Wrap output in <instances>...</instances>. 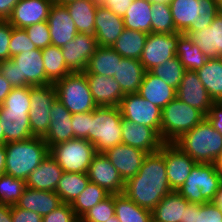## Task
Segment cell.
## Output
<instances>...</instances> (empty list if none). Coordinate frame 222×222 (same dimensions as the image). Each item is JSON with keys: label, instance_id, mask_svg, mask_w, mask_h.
Wrapping results in <instances>:
<instances>
[{"label": "cell", "instance_id": "40", "mask_svg": "<svg viewBox=\"0 0 222 222\" xmlns=\"http://www.w3.org/2000/svg\"><path fill=\"white\" fill-rule=\"evenodd\" d=\"M46 77L54 84L71 72L68 70L61 47L47 46L41 50Z\"/></svg>", "mask_w": 222, "mask_h": 222}, {"label": "cell", "instance_id": "61", "mask_svg": "<svg viewBox=\"0 0 222 222\" xmlns=\"http://www.w3.org/2000/svg\"><path fill=\"white\" fill-rule=\"evenodd\" d=\"M214 164L218 173L222 175V153L218 156Z\"/></svg>", "mask_w": 222, "mask_h": 222}, {"label": "cell", "instance_id": "50", "mask_svg": "<svg viewBox=\"0 0 222 222\" xmlns=\"http://www.w3.org/2000/svg\"><path fill=\"white\" fill-rule=\"evenodd\" d=\"M91 112L72 114L71 125L74 138L86 139L90 130Z\"/></svg>", "mask_w": 222, "mask_h": 222}, {"label": "cell", "instance_id": "53", "mask_svg": "<svg viewBox=\"0 0 222 222\" xmlns=\"http://www.w3.org/2000/svg\"><path fill=\"white\" fill-rule=\"evenodd\" d=\"M42 216L36 212L12 206L13 222H42Z\"/></svg>", "mask_w": 222, "mask_h": 222}, {"label": "cell", "instance_id": "31", "mask_svg": "<svg viewBox=\"0 0 222 222\" xmlns=\"http://www.w3.org/2000/svg\"><path fill=\"white\" fill-rule=\"evenodd\" d=\"M188 201L177 191L167 194L151 211L154 222H184Z\"/></svg>", "mask_w": 222, "mask_h": 222}, {"label": "cell", "instance_id": "3", "mask_svg": "<svg viewBox=\"0 0 222 222\" xmlns=\"http://www.w3.org/2000/svg\"><path fill=\"white\" fill-rule=\"evenodd\" d=\"M0 72L13 88L52 83L45 74L41 49L37 48L0 62Z\"/></svg>", "mask_w": 222, "mask_h": 222}, {"label": "cell", "instance_id": "60", "mask_svg": "<svg viewBox=\"0 0 222 222\" xmlns=\"http://www.w3.org/2000/svg\"><path fill=\"white\" fill-rule=\"evenodd\" d=\"M214 202L222 210V175H220V188L217 192V195H216V198H215Z\"/></svg>", "mask_w": 222, "mask_h": 222}, {"label": "cell", "instance_id": "22", "mask_svg": "<svg viewBox=\"0 0 222 222\" xmlns=\"http://www.w3.org/2000/svg\"><path fill=\"white\" fill-rule=\"evenodd\" d=\"M47 22L53 46L63 47L78 34L75 23L65 5L53 3Z\"/></svg>", "mask_w": 222, "mask_h": 222}, {"label": "cell", "instance_id": "5", "mask_svg": "<svg viewBox=\"0 0 222 222\" xmlns=\"http://www.w3.org/2000/svg\"><path fill=\"white\" fill-rule=\"evenodd\" d=\"M174 144L197 163H215L222 153V135L206 118Z\"/></svg>", "mask_w": 222, "mask_h": 222}, {"label": "cell", "instance_id": "7", "mask_svg": "<svg viewBox=\"0 0 222 222\" xmlns=\"http://www.w3.org/2000/svg\"><path fill=\"white\" fill-rule=\"evenodd\" d=\"M122 119L119 107L97 106L91 111L88 142L95 146L97 153L122 143Z\"/></svg>", "mask_w": 222, "mask_h": 222}, {"label": "cell", "instance_id": "39", "mask_svg": "<svg viewBox=\"0 0 222 222\" xmlns=\"http://www.w3.org/2000/svg\"><path fill=\"white\" fill-rule=\"evenodd\" d=\"M176 56L179 58L185 70L192 71L202 68L208 60L201 49L184 33L179 36Z\"/></svg>", "mask_w": 222, "mask_h": 222}, {"label": "cell", "instance_id": "66", "mask_svg": "<svg viewBox=\"0 0 222 222\" xmlns=\"http://www.w3.org/2000/svg\"><path fill=\"white\" fill-rule=\"evenodd\" d=\"M219 6V13L222 14V0H217Z\"/></svg>", "mask_w": 222, "mask_h": 222}, {"label": "cell", "instance_id": "36", "mask_svg": "<svg viewBox=\"0 0 222 222\" xmlns=\"http://www.w3.org/2000/svg\"><path fill=\"white\" fill-rule=\"evenodd\" d=\"M152 3L148 0H133L123 16L125 28L151 33Z\"/></svg>", "mask_w": 222, "mask_h": 222}, {"label": "cell", "instance_id": "57", "mask_svg": "<svg viewBox=\"0 0 222 222\" xmlns=\"http://www.w3.org/2000/svg\"><path fill=\"white\" fill-rule=\"evenodd\" d=\"M195 212H199V204L189 202L184 211V222H194Z\"/></svg>", "mask_w": 222, "mask_h": 222}, {"label": "cell", "instance_id": "65", "mask_svg": "<svg viewBox=\"0 0 222 222\" xmlns=\"http://www.w3.org/2000/svg\"><path fill=\"white\" fill-rule=\"evenodd\" d=\"M106 222H120L119 220H118V218L114 215V216H112L108 221H106Z\"/></svg>", "mask_w": 222, "mask_h": 222}, {"label": "cell", "instance_id": "33", "mask_svg": "<svg viewBox=\"0 0 222 222\" xmlns=\"http://www.w3.org/2000/svg\"><path fill=\"white\" fill-rule=\"evenodd\" d=\"M209 97L214 102H222V57L208 58L202 68L196 70Z\"/></svg>", "mask_w": 222, "mask_h": 222}, {"label": "cell", "instance_id": "19", "mask_svg": "<svg viewBox=\"0 0 222 222\" xmlns=\"http://www.w3.org/2000/svg\"><path fill=\"white\" fill-rule=\"evenodd\" d=\"M104 155L118 170L123 181L126 182L138 173L147 153L141 149L120 143L108 149L104 152Z\"/></svg>", "mask_w": 222, "mask_h": 222}, {"label": "cell", "instance_id": "21", "mask_svg": "<svg viewBox=\"0 0 222 222\" xmlns=\"http://www.w3.org/2000/svg\"><path fill=\"white\" fill-rule=\"evenodd\" d=\"M53 3L52 0H20L7 21L13 27L23 29L47 21Z\"/></svg>", "mask_w": 222, "mask_h": 222}, {"label": "cell", "instance_id": "51", "mask_svg": "<svg viewBox=\"0 0 222 222\" xmlns=\"http://www.w3.org/2000/svg\"><path fill=\"white\" fill-rule=\"evenodd\" d=\"M12 25L7 20H0V62L10 59V38Z\"/></svg>", "mask_w": 222, "mask_h": 222}, {"label": "cell", "instance_id": "46", "mask_svg": "<svg viewBox=\"0 0 222 222\" xmlns=\"http://www.w3.org/2000/svg\"><path fill=\"white\" fill-rule=\"evenodd\" d=\"M24 29L37 49L42 50L51 45V37L47 21L27 26Z\"/></svg>", "mask_w": 222, "mask_h": 222}, {"label": "cell", "instance_id": "59", "mask_svg": "<svg viewBox=\"0 0 222 222\" xmlns=\"http://www.w3.org/2000/svg\"><path fill=\"white\" fill-rule=\"evenodd\" d=\"M6 161V152L4 145L0 146V174L4 173Z\"/></svg>", "mask_w": 222, "mask_h": 222}, {"label": "cell", "instance_id": "64", "mask_svg": "<svg viewBox=\"0 0 222 222\" xmlns=\"http://www.w3.org/2000/svg\"><path fill=\"white\" fill-rule=\"evenodd\" d=\"M150 1L152 4L153 3H166L169 4L171 0H148Z\"/></svg>", "mask_w": 222, "mask_h": 222}, {"label": "cell", "instance_id": "26", "mask_svg": "<svg viewBox=\"0 0 222 222\" xmlns=\"http://www.w3.org/2000/svg\"><path fill=\"white\" fill-rule=\"evenodd\" d=\"M207 58L222 57V14H218L210 26L200 31H185Z\"/></svg>", "mask_w": 222, "mask_h": 222}, {"label": "cell", "instance_id": "16", "mask_svg": "<svg viewBox=\"0 0 222 222\" xmlns=\"http://www.w3.org/2000/svg\"><path fill=\"white\" fill-rule=\"evenodd\" d=\"M164 161L170 188L177 191L197 164L174 143H164Z\"/></svg>", "mask_w": 222, "mask_h": 222}, {"label": "cell", "instance_id": "4", "mask_svg": "<svg viewBox=\"0 0 222 222\" xmlns=\"http://www.w3.org/2000/svg\"><path fill=\"white\" fill-rule=\"evenodd\" d=\"M4 147L6 152L4 173L24 181L49 155V147L42 137L8 142Z\"/></svg>", "mask_w": 222, "mask_h": 222}, {"label": "cell", "instance_id": "37", "mask_svg": "<svg viewBox=\"0 0 222 222\" xmlns=\"http://www.w3.org/2000/svg\"><path fill=\"white\" fill-rule=\"evenodd\" d=\"M114 206L120 222H152L151 210L138 206L123 193L114 195Z\"/></svg>", "mask_w": 222, "mask_h": 222}, {"label": "cell", "instance_id": "49", "mask_svg": "<svg viewBox=\"0 0 222 222\" xmlns=\"http://www.w3.org/2000/svg\"><path fill=\"white\" fill-rule=\"evenodd\" d=\"M42 222H80V219L73 211L71 204L63 203L47 215H44Z\"/></svg>", "mask_w": 222, "mask_h": 222}, {"label": "cell", "instance_id": "43", "mask_svg": "<svg viewBox=\"0 0 222 222\" xmlns=\"http://www.w3.org/2000/svg\"><path fill=\"white\" fill-rule=\"evenodd\" d=\"M150 72L177 89L183 78L185 68L179 58L175 56L172 59H167L163 64L155 66Z\"/></svg>", "mask_w": 222, "mask_h": 222}, {"label": "cell", "instance_id": "11", "mask_svg": "<svg viewBox=\"0 0 222 222\" xmlns=\"http://www.w3.org/2000/svg\"><path fill=\"white\" fill-rule=\"evenodd\" d=\"M96 154L95 146L86 139L74 138L49 147V155L64 172L87 173Z\"/></svg>", "mask_w": 222, "mask_h": 222}, {"label": "cell", "instance_id": "2", "mask_svg": "<svg viewBox=\"0 0 222 222\" xmlns=\"http://www.w3.org/2000/svg\"><path fill=\"white\" fill-rule=\"evenodd\" d=\"M30 107V86L12 88L0 106L5 144L34 137L29 122Z\"/></svg>", "mask_w": 222, "mask_h": 222}, {"label": "cell", "instance_id": "48", "mask_svg": "<svg viewBox=\"0 0 222 222\" xmlns=\"http://www.w3.org/2000/svg\"><path fill=\"white\" fill-rule=\"evenodd\" d=\"M194 222H222V210L215 202L199 204V212H195Z\"/></svg>", "mask_w": 222, "mask_h": 222}, {"label": "cell", "instance_id": "44", "mask_svg": "<svg viewBox=\"0 0 222 222\" xmlns=\"http://www.w3.org/2000/svg\"><path fill=\"white\" fill-rule=\"evenodd\" d=\"M25 181L5 173L0 174V203L13 206L22 196Z\"/></svg>", "mask_w": 222, "mask_h": 222}, {"label": "cell", "instance_id": "38", "mask_svg": "<svg viewBox=\"0 0 222 222\" xmlns=\"http://www.w3.org/2000/svg\"><path fill=\"white\" fill-rule=\"evenodd\" d=\"M87 173L64 172L55 192L63 203L72 204L89 183Z\"/></svg>", "mask_w": 222, "mask_h": 222}, {"label": "cell", "instance_id": "6", "mask_svg": "<svg viewBox=\"0 0 222 222\" xmlns=\"http://www.w3.org/2000/svg\"><path fill=\"white\" fill-rule=\"evenodd\" d=\"M169 5L176 30L181 33L200 31L219 14L216 0H171Z\"/></svg>", "mask_w": 222, "mask_h": 222}, {"label": "cell", "instance_id": "30", "mask_svg": "<svg viewBox=\"0 0 222 222\" xmlns=\"http://www.w3.org/2000/svg\"><path fill=\"white\" fill-rule=\"evenodd\" d=\"M145 74V69L140 60L122 58L118 64L114 79L120 84L124 95L138 93Z\"/></svg>", "mask_w": 222, "mask_h": 222}, {"label": "cell", "instance_id": "58", "mask_svg": "<svg viewBox=\"0 0 222 222\" xmlns=\"http://www.w3.org/2000/svg\"><path fill=\"white\" fill-rule=\"evenodd\" d=\"M0 222H13L12 206L0 203Z\"/></svg>", "mask_w": 222, "mask_h": 222}, {"label": "cell", "instance_id": "42", "mask_svg": "<svg viewBox=\"0 0 222 222\" xmlns=\"http://www.w3.org/2000/svg\"><path fill=\"white\" fill-rule=\"evenodd\" d=\"M151 10V33L172 34L178 32L172 19L169 4L153 3Z\"/></svg>", "mask_w": 222, "mask_h": 222}, {"label": "cell", "instance_id": "12", "mask_svg": "<svg viewBox=\"0 0 222 222\" xmlns=\"http://www.w3.org/2000/svg\"><path fill=\"white\" fill-rule=\"evenodd\" d=\"M57 92L53 83L44 86H30L29 122L34 137H43L50 125V111Z\"/></svg>", "mask_w": 222, "mask_h": 222}, {"label": "cell", "instance_id": "15", "mask_svg": "<svg viewBox=\"0 0 222 222\" xmlns=\"http://www.w3.org/2000/svg\"><path fill=\"white\" fill-rule=\"evenodd\" d=\"M97 48L94 35L78 33L73 40L61 47L68 70L71 73L84 72Z\"/></svg>", "mask_w": 222, "mask_h": 222}, {"label": "cell", "instance_id": "23", "mask_svg": "<svg viewBox=\"0 0 222 222\" xmlns=\"http://www.w3.org/2000/svg\"><path fill=\"white\" fill-rule=\"evenodd\" d=\"M124 29L123 17L116 15L102 5L97 6L94 36L98 46L112 47Z\"/></svg>", "mask_w": 222, "mask_h": 222}, {"label": "cell", "instance_id": "14", "mask_svg": "<svg viewBox=\"0 0 222 222\" xmlns=\"http://www.w3.org/2000/svg\"><path fill=\"white\" fill-rule=\"evenodd\" d=\"M181 32L172 34L149 33L140 58L145 71H150L167 59L176 56L177 44Z\"/></svg>", "mask_w": 222, "mask_h": 222}, {"label": "cell", "instance_id": "24", "mask_svg": "<svg viewBox=\"0 0 222 222\" xmlns=\"http://www.w3.org/2000/svg\"><path fill=\"white\" fill-rule=\"evenodd\" d=\"M85 75L97 106L119 107L124 94L120 84L113 77L98 74Z\"/></svg>", "mask_w": 222, "mask_h": 222}, {"label": "cell", "instance_id": "32", "mask_svg": "<svg viewBox=\"0 0 222 222\" xmlns=\"http://www.w3.org/2000/svg\"><path fill=\"white\" fill-rule=\"evenodd\" d=\"M95 0H76L66 4L78 33L95 35Z\"/></svg>", "mask_w": 222, "mask_h": 222}, {"label": "cell", "instance_id": "34", "mask_svg": "<svg viewBox=\"0 0 222 222\" xmlns=\"http://www.w3.org/2000/svg\"><path fill=\"white\" fill-rule=\"evenodd\" d=\"M122 58L112 47L98 46L84 73L114 77Z\"/></svg>", "mask_w": 222, "mask_h": 222}, {"label": "cell", "instance_id": "20", "mask_svg": "<svg viewBox=\"0 0 222 222\" xmlns=\"http://www.w3.org/2000/svg\"><path fill=\"white\" fill-rule=\"evenodd\" d=\"M122 143L141 149L147 154L159 151L164 144L152 127L135 124L126 119H122Z\"/></svg>", "mask_w": 222, "mask_h": 222}, {"label": "cell", "instance_id": "29", "mask_svg": "<svg viewBox=\"0 0 222 222\" xmlns=\"http://www.w3.org/2000/svg\"><path fill=\"white\" fill-rule=\"evenodd\" d=\"M138 94L162 110L176 97V89L150 71H145Z\"/></svg>", "mask_w": 222, "mask_h": 222}, {"label": "cell", "instance_id": "13", "mask_svg": "<svg viewBox=\"0 0 222 222\" xmlns=\"http://www.w3.org/2000/svg\"><path fill=\"white\" fill-rule=\"evenodd\" d=\"M123 119L152 127L160 135L162 110L138 93L126 94L119 105Z\"/></svg>", "mask_w": 222, "mask_h": 222}, {"label": "cell", "instance_id": "54", "mask_svg": "<svg viewBox=\"0 0 222 222\" xmlns=\"http://www.w3.org/2000/svg\"><path fill=\"white\" fill-rule=\"evenodd\" d=\"M205 118L222 135V102H213Z\"/></svg>", "mask_w": 222, "mask_h": 222}, {"label": "cell", "instance_id": "35", "mask_svg": "<svg viewBox=\"0 0 222 222\" xmlns=\"http://www.w3.org/2000/svg\"><path fill=\"white\" fill-rule=\"evenodd\" d=\"M148 34L125 28L112 48L123 58L140 60Z\"/></svg>", "mask_w": 222, "mask_h": 222}, {"label": "cell", "instance_id": "27", "mask_svg": "<svg viewBox=\"0 0 222 222\" xmlns=\"http://www.w3.org/2000/svg\"><path fill=\"white\" fill-rule=\"evenodd\" d=\"M64 171L59 164L48 155L25 180V186L42 191L55 192Z\"/></svg>", "mask_w": 222, "mask_h": 222}, {"label": "cell", "instance_id": "56", "mask_svg": "<svg viewBox=\"0 0 222 222\" xmlns=\"http://www.w3.org/2000/svg\"><path fill=\"white\" fill-rule=\"evenodd\" d=\"M13 87L7 82V80L2 76L0 72V106L6 99L7 95L11 92Z\"/></svg>", "mask_w": 222, "mask_h": 222}, {"label": "cell", "instance_id": "45", "mask_svg": "<svg viewBox=\"0 0 222 222\" xmlns=\"http://www.w3.org/2000/svg\"><path fill=\"white\" fill-rule=\"evenodd\" d=\"M114 215V194H110L84 214L80 222H106Z\"/></svg>", "mask_w": 222, "mask_h": 222}, {"label": "cell", "instance_id": "10", "mask_svg": "<svg viewBox=\"0 0 222 222\" xmlns=\"http://www.w3.org/2000/svg\"><path fill=\"white\" fill-rule=\"evenodd\" d=\"M54 85L57 99L71 114L91 112L97 107L84 72L70 73Z\"/></svg>", "mask_w": 222, "mask_h": 222}, {"label": "cell", "instance_id": "8", "mask_svg": "<svg viewBox=\"0 0 222 222\" xmlns=\"http://www.w3.org/2000/svg\"><path fill=\"white\" fill-rule=\"evenodd\" d=\"M204 118L200 110L175 97L162 109L160 137L164 143H174Z\"/></svg>", "mask_w": 222, "mask_h": 222}, {"label": "cell", "instance_id": "55", "mask_svg": "<svg viewBox=\"0 0 222 222\" xmlns=\"http://www.w3.org/2000/svg\"><path fill=\"white\" fill-rule=\"evenodd\" d=\"M20 0H0V20H8L11 16L14 6Z\"/></svg>", "mask_w": 222, "mask_h": 222}, {"label": "cell", "instance_id": "17", "mask_svg": "<svg viewBox=\"0 0 222 222\" xmlns=\"http://www.w3.org/2000/svg\"><path fill=\"white\" fill-rule=\"evenodd\" d=\"M88 178L109 194H121L124 192L125 182L104 153H97L89 165Z\"/></svg>", "mask_w": 222, "mask_h": 222}, {"label": "cell", "instance_id": "9", "mask_svg": "<svg viewBox=\"0 0 222 222\" xmlns=\"http://www.w3.org/2000/svg\"><path fill=\"white\" fill-rule=\"evenodd\" d=\"M220 188V174L214 163H197L184 184L177 190L188 202H214Z\"/></svg>", "mask_w": 222, "mask_h": 222}, {"label": "cell", "instance_id": "47", "mask_svg": "<svg viewBox=\"0 0 222 222\" xmlns=\"http://www.w3.org/2000/svg\"><path fill=\"white\" fill-rule=\"evenodd\" d=\"M36 49L33 42L29 39L28 34L23 28L12 27V35L10 38V58L22 53Z\"/></svg>", "mask_w": 222, "mask_h": 222}, {"label": "cell", "instance_id": "18", "mask_svg": "<svg viewBox=\"0 0 222 222\" xmlns=\"http://www.w3.org/2000/svg\"><path fill=\"white\" fill-rule=\"evenodd\" d=\"M176 97L191 107L200 110L205 116L214 102L200 81L196 71L185 70L180 85L176 89Z\"/></svg>", "mask_w": 222, "mask_h": 222}, {"label": "cell", "instance_id": "52", "mask_svg": "<svg viewBox=\"0 0 222 222\" xmlns=\"http://www.w3.org/2000/svg\"><path fill=\"white\" fill-rule=\"evenodd\" d=\"M99 5L110 9L113 13L123 17L133 0H95Z\"/></svg>", "mask_w": 222, "mask_h": 222}, {"label": "cell", "instance_id": "28", "mask_svg": "<svg viewBox=\"0 0 222 222\" xmlns=\"http://www.w3.org/2000/svg\"><path fill=\"white\" fill-rule=\"evenodd\" d=\"M62 204L63 202L56 192L35 190L25 187L22 196L19 198L15 206L36 212L43 217Z\"/></svg>", "mask_w": 222, "mask_h": 222}, {"label": "cell", "instance_id": "63", "mask_svg": "<svg viewBox=\"0 0 222 222\" xmlns=\"http://www.w3.org/2000/svg\"><path fill=\"white\" fill-rule=\"evenodd\" d=\"M55 4L59 5H66L70 2L76 1V0H52Z\"/></svg>", "mask_w": 222, "mask_h": 222}, {"label": "cell", "instance_id": "1", "mask_svg": "<svg viewBox=\"0 0 222 222\" xmlns=\"http://www.w3.org/2000/svg\"><path fill=\"white\" fill-rule=\"evenodd\" d=\"M173 190L170 188L164 161V144L147 154L138 173L125 182L123 194L138 206L153 210Z\"/></svg>", "mask_w": 222, "mask_h": 222}, {"label": "cell", "instance_id": "25", "mask_svg": "<svg viewBox=\"0 0 222 222\" xmlns=\"http://www.w3.org/2000/svg\"><path fill=\"white\" fill-rule=\"evenodd\" d=\"M72 114L56 99L50 111V125L42 137L48 147L74 139L71 125Z\"/></svg>", "mask_w": 222, "mask_h": 222}, {"label": "cell", "instance_id": "41", "mask_svg": "<svg viewBox=\"0 0 222 222\" xmlns=\"http://www.w3.org/2000/svg\"><path fill=\"white\" fill-rule=\"evenodd\" d=\"M110 194L102 187L89 181L85 190L71 204L76 216L80 219L93 206L107 198Z\"/></svg>", "mask_w": 222, "mask_h": 222}, {"label": "cell", "instance_id": "62", "mask_svg": "<svg viewBox=\"0 0 222 222\" xmlns=\"http://www.w3.org/2000/svg\"><path fill=\"white\" fill-rule=\"evenodd\" d=\"M5 145V136H4V131L1 125V119H0V146Z\"/></svg>", "mask_w": 222, "mask_h": 222}]
</instances>
